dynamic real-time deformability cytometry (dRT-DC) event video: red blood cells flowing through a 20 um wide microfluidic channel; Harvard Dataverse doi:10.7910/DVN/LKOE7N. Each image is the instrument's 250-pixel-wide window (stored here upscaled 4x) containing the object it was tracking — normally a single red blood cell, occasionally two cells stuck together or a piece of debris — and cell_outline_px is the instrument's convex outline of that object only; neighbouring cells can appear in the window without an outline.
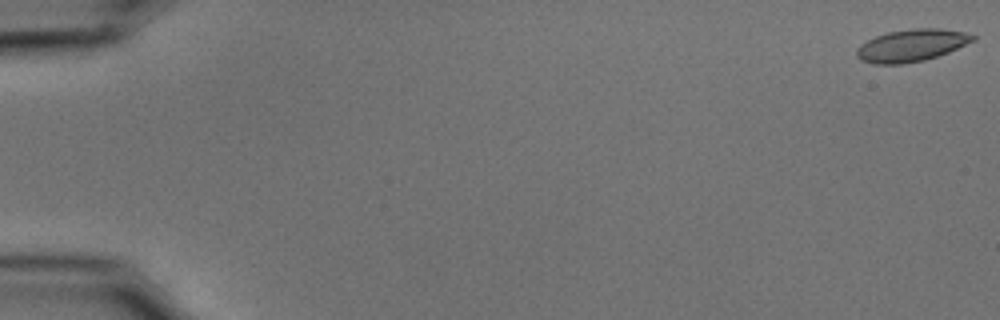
{"species": "common noctule bat (a hibernating species)", "species_latin": "Nyctalus noctula", "temperature_condition": "cold", "stored_images_in_passage": 55, "camera_frame_rate_fps": 3000, "um_per_image_px": 0.085, "animal": {"sex": "male", "body_mass_g": 15.6}, "frame": {"image": 1, "passage_image": 1, "time_ms": 0.0, "image_size_px": [1000, 320], "cell_outline_px": [[976, 40], [948, 52], [924, 60], [904, 64], [876, 64], [860, 60], [856, 56], [856, 52], [860, 44], [876, 36], [888, 32], [912, 28], [940, 28], [964, 32], [976, 36]], "centroid_in_image_um": [77.48, 3.86], "position_along_channel_um": 7.5, "area_um2": 21.79}}
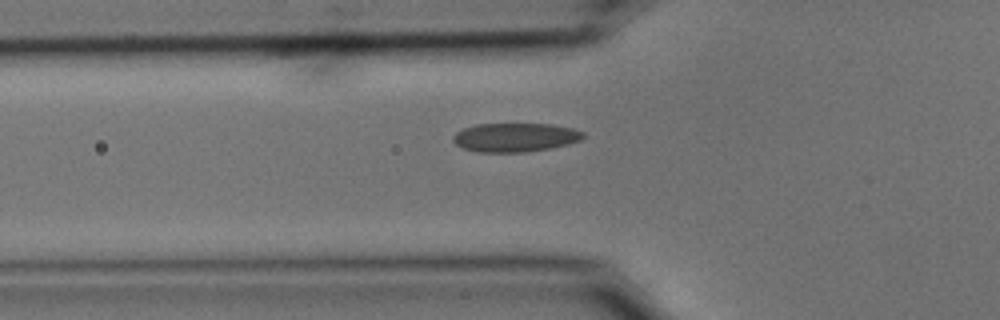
{"frame": {"image": 2, "passage_image": 20, "time_ms": 6.333, "image_size_px": [1000, 320], "cell_outline_px": [[584, 136], [580, 140], [568, 144], [548, 148], [524, 152], [480, 152], [464, 148], [456, 144], [452, 140], [452, 136], [456, 132], [464, 128], [476, 124], [552, 124], [572, 128], [584, 132]], "centroid_in_image_um": [43.77, 11.67], "position_along_channel_um": 82.0, "area_um2": 21.73}}
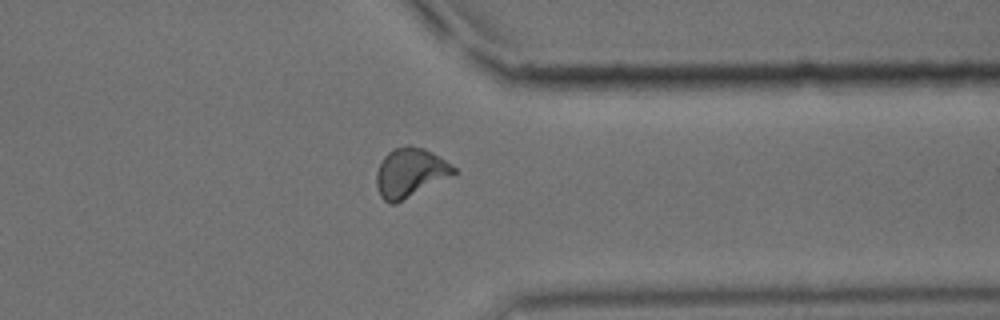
{"frame": {"image": 3, "passage_image": 44, "time_ms": 14.333, "image_size_px": [1000, 320], "cell_outline_px": [[460, 172], [396, 204], [388, 204], [380, 196], [376, 184], [376, 172], [384, 156], [392, 148], [408, 144], [424, 148], [432, 152], [452, 164]], "centroid_in_image_um": [34.88, 14.67], "position_along_channel_um": 376.5, "area_um2": 22.54}, "authors_computed_cell_mechanics": {"area_um2": 21.3282, "velocity_mm_per_s": 3.6974, "shape_relaxation_time_tau1_ms": 10.6744, "shape_relaxation_time_tau2_ms": 2.5248, "deformation_change_tau1": 0.2056, "deformation_change_tau2": 0.0576}}